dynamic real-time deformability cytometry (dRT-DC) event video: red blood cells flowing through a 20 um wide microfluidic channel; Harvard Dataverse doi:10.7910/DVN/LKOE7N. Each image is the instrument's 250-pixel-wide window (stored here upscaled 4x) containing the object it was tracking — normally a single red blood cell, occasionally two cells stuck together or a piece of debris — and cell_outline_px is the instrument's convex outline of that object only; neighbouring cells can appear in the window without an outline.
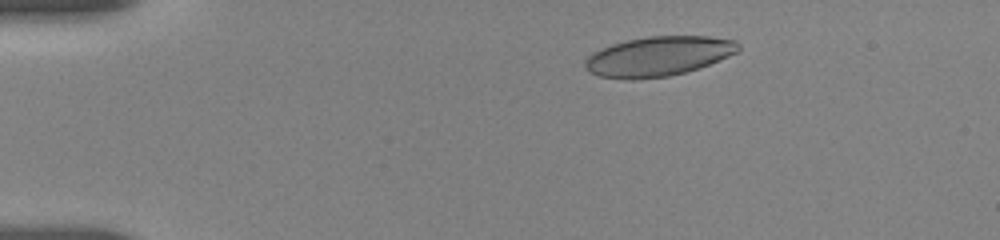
{"species": "human", "species_latin": "Homo sapiens", "temperature_condition": "room temperature", "stored_images_in_passage": 36, "camera_frame_rate_fps": 3000, "um_per_image_px": 0.085, "donor": {"sex": "female"}, "frame": {"image": 1, "passage_image": 1, "time_ms": 0.0, "image_size_px": [1000, 240], "cell_outline_px": [[740, 48], [736, 52], [720, 60], [700, 68], [668, 76], [632, 80], [600, 76], [588, 72], [584, 64], [584, 60], [592, 52], [612, 44], [628, 40], [648, 36], [708, 36], [736, 40], [740, 44]], "centroid_in_image_um": [55.96, 4.78], "position_along_channel_um": 29.0, "area_um2": 35.49}}
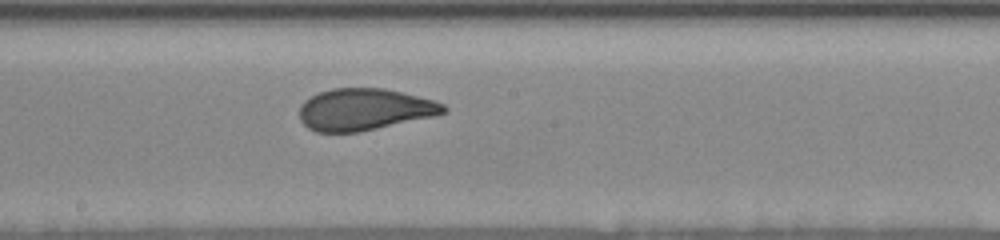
{"frame": {"image": 2, "passage_image": 16, "time_ms": 7.0, "image_size_px": [1000, 240], "cell_outline_px": [[448, 108], [444, 112], [436, 116], [360, 132], [316, 132], [308, 128], [300, 120], [300, 104], [304, 100], [320, 92], [332, 88], [384, 88], [404, 92], [436, 100], [444, 104]], "centroid_in_image_um": [31.01, 9.3], "position_along_channel_um": 217.2, "area_um2": 35.43}}
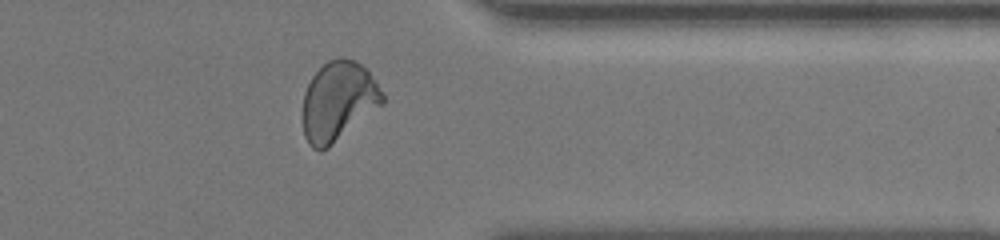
{"frame": {"image": 3, "passage_image": 28, "time_ms": 11.667, "image_size_px": [1000, 240], "cell_outline_px": [[384, 104], [328, 148], [320, 152], [312, 148], [308, 144], [304, 136], [300, 116], [304, 92], [312, 76], [328, 60], [340, 56], [356, 60], [368, 72], [384, 96]], "centroid_in_image_um": [28.69, 8.64], "position_along_channel_um": 382.7, "area_um2": 37.34}, "authors_computed_cell_mechanics": {"area_um2": 35.7782, "velocity_mm_per_s": 3.6636, "shape_relaxation_time_tau1_ms": 6.9974, "shape_relaxation_time_tau2_ms": 0.7258, "deformation_change_tau1": 0.1953, "deformation_change_tau2": 0.067}}